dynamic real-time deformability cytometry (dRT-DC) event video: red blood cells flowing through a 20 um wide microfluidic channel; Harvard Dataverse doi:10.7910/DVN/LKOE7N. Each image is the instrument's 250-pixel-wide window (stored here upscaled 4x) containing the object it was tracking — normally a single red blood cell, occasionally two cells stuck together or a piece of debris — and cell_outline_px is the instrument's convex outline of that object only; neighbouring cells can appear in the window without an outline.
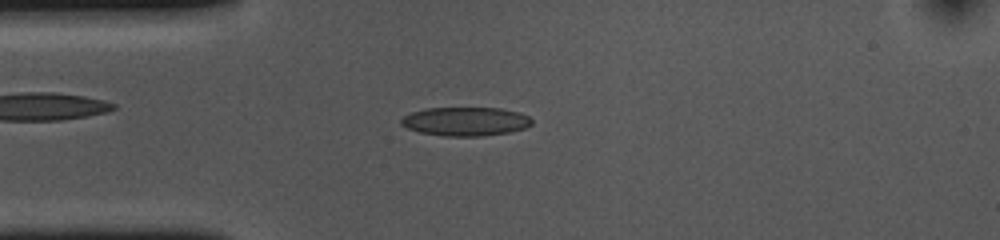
{"species": "common noctule bat (a hibernating species)", "species_latin": "Nyctalus noctula", "temperature_condition": "cold", "stored_images_in_passage": 52, "camera_frame_rate_fps": 3000, "um_per_image_px": 0.085, "animal": {"sex": "female", "body_mass_g": 10.0, "forearm_length_mm": 53.1}, "frame": {"image": 1, "passage_image": 11, "time_ms": 3.333, "image_size_px": [1000, 240], "cell_outline_px": [[532, 124], [524, 128], [508, 132], [480, 136], [444, 136], [420, 132], [408, 128], [400, 124], [400, 120], [404, 116], [412, 112], [424, 108], [500, 108], [520, 112], [528, 116], [532, 120]], "centroid_in_image_um": [39.56, 10.31], "position_along_channel_um": 45.4, "area_um2": 21.85}}
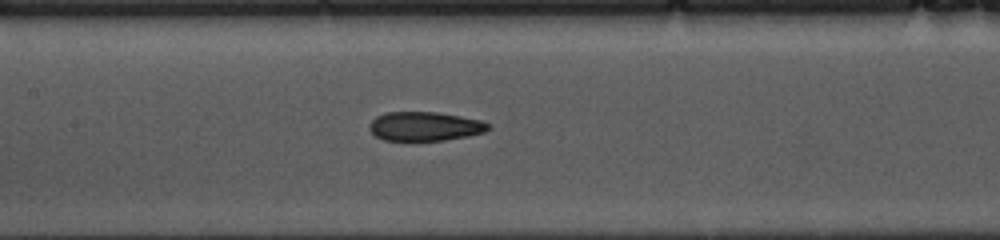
{"frame": {"image": 2, "passage_image": 22, "time_ms": 7.0, "image_size_px": [1000, 240], "cell_outline_px": [[492, 128], [484, 132], [468, 136], [444, 140], [384, 140], [376, 136], [368, 128], [368, 124], [376, 116], [388, 112], [436, 112], [460, 116], [480, 120], [488, 124]], "centroid_in_image_um": [36.1, 10.73], "position_along_channel_um": 171.3, "area_um2": 20.06}}
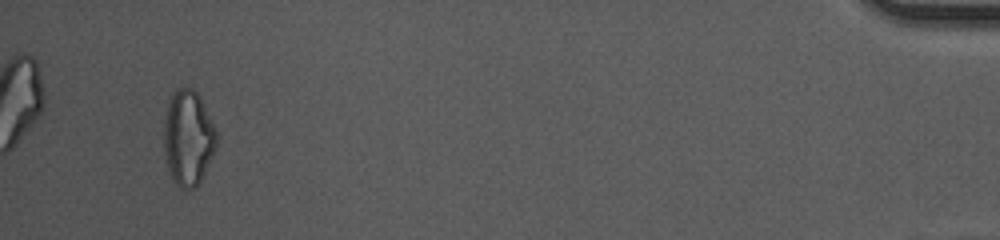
{"frame": {"image": 3, "passage_image": 49, "time_ms": 16.0, "image_size_px": [1000, 240], "cell_outline_px": [[216, 144], [200, 184], [192, 188], [180, 188], [172, 180], [168, 168], [164, 148], [164, 120], [168, 104], [172, 92], [176, 88], [192, 88], [200, 96], [216, 128]], "centroid_in_image_um": [15.98, 11.71], "position_along_channel_um": 419.2, "area_um2": 29.13}, "authors_computed_cell_mechanics": {"area_um2": 21.2126, "velocity_mm_per_s": 3.682, "shape_relaxation_time_tau1_ms": 8.1716, "shape_relaxation_time_tau2_ms": 4.6679, "deformation_change_tau1": 0.1543, "deformation_change_tau2": 0.1341}}